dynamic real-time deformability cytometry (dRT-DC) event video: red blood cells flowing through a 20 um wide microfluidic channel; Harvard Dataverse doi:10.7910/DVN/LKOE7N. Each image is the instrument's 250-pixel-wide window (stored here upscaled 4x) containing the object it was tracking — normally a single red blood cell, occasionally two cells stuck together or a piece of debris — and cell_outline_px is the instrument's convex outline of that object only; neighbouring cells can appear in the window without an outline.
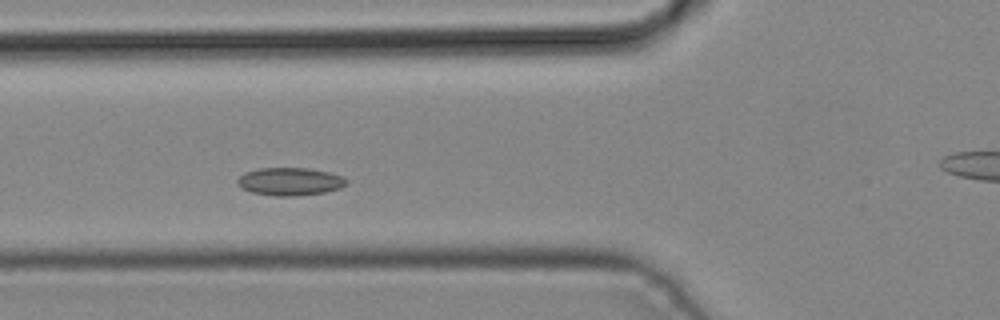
{"species": "common noctule bat (a hibernating species)", "species_latin": "Nyctalus noctula", "temperature_condition": "cold", "stored_images_in_passage": 5, "segment_of_instrument_passage": [1, 2], "camera_frame_rate_fps": 3000, "um_per_image_px": 0.085, "animal": {"sex": "male", "body_mass_g": 19.2, "forearm_length_mm": 51.8}, "frame": {"image": 1, "passage_image": 3, "time_ms": 0.667, "image_size_px": [1000, 320], "cell_outline_px": [[348, 184], [340, 188], [324, 192], [296, 196], [276, 196], [252, 192], [236, 184], [236, 180], [244, 172], [260, 168], [308, 168], [328, 172], [340, 176], [348, 180]], "centroid_in_image_um": [24.64, 15.43], "position_along_channel_um": 101.2, "area_um2": 17.63}}
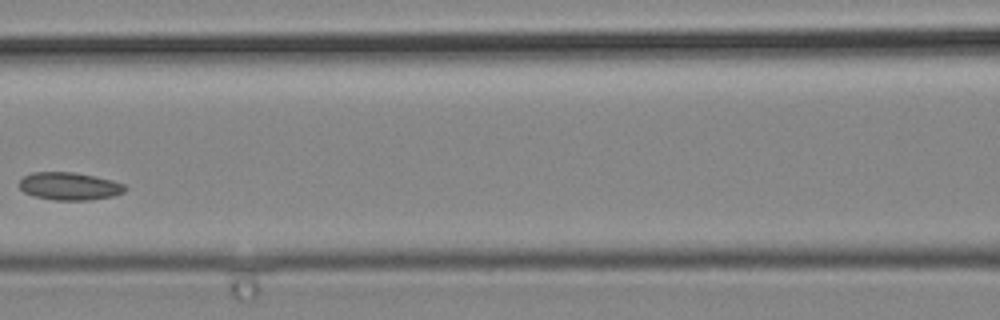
{"frame": {"image": 2, "passage_image": 4, "time_ms": 1.0, "image_size_px": [1000, 320], "cell_outline_px": [[128, 188], [124, 192], [112, 196], [88, 200], [52, 200], [36, 196], [24, 192], [20, 188], [20, 180], [24, 176], [32, 172], [72, 172], [96, 176], [112, 180], [124, 184]], "centroid_in_image_um": [5.92, 15.82], "position_along_channel_um": 160.7, "area_um2": 17.05}}